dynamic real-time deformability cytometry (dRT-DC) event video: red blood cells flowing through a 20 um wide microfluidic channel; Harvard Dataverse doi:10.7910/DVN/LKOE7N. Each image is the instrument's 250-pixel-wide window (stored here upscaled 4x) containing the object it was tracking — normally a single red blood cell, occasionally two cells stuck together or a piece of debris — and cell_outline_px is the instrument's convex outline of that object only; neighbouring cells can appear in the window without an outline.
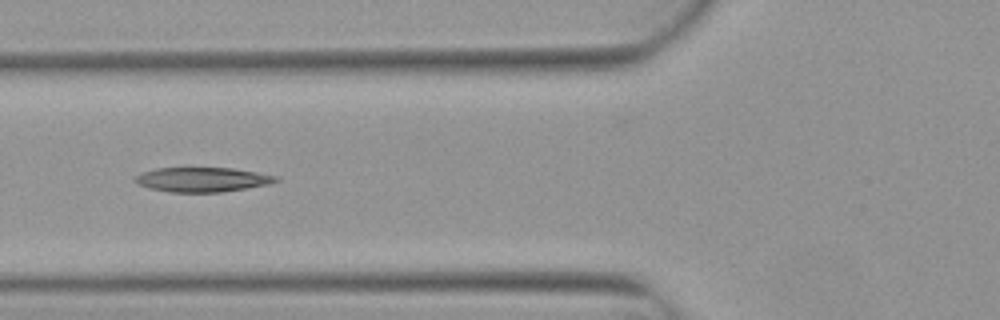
{"species": "Egyptian fruit bat (a non-hibernating species)", "species_latin": "Rousettus aegyptiacus", "temperature_condition": "warm", "stored_images_in_passage": 7, "camera_frame_rate_fps": 3000, "um_per_image_px": 0.085, "animal": {"sex": "female"}, "frame": {"image": 1, "passage_image": 5, "time_ms": 1.333, "image_size_px": [1000, 320], "cell_outline_px": [[280, 180], [268, 184], [220, 192], [172, 192], [152, 188], [140, 184], [132, 180], [136, 176], [144, 172], [156, 168], [232, 168], [280, 176]], "centroid_in_image_um": [17.24, 15.25], "position_along_channel_um": 108.6, "area_um2": 19.83}}
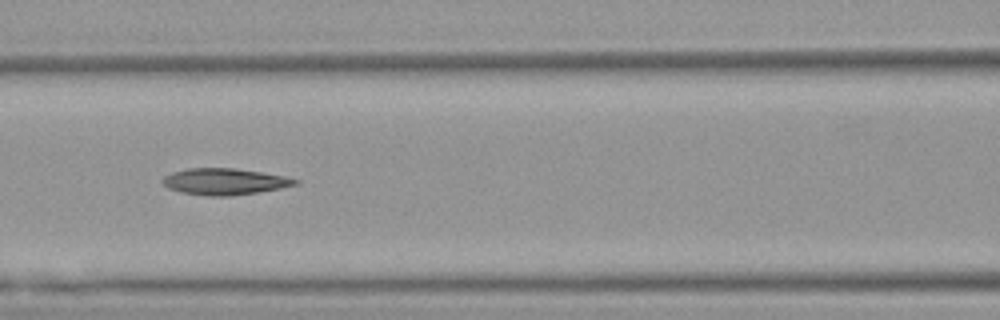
{"frame": {"image": 2, "passage_image": 6, "time_ms": 1.667, "image_size_px": [1000, 320], "cell_outline_px": [[300, 184], [280, 188], [256, 192], [228, 196], [208, 196], [180, 192], [168, 188], [160, 180], [164, 176], [172, 172], [188, 168], [236, 168], [284, 176], [300, 180]], "centroid_in_image_um": [19.07, 15.43], "position_along_channel_um": 147.5, "area_um2": 20.4}}
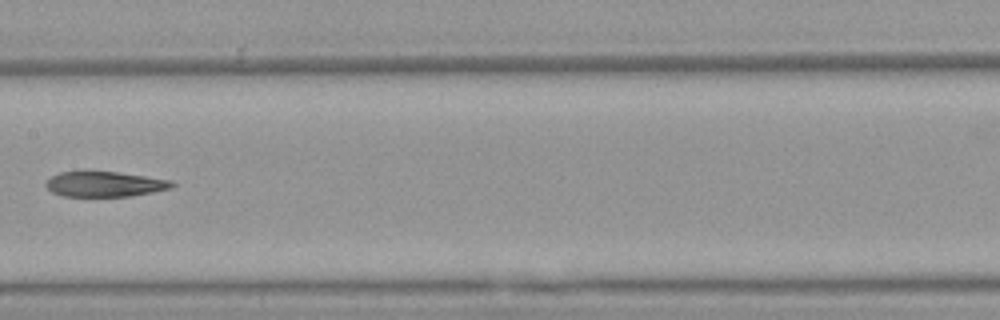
{"frame": {"image": 3, "passage_image": 7, "time_ms": 2.0, "image_size_px": [1000, 320], "cell_outline_px": [[176, 184], [172, 188], [132, 196], [64, 196], [52, 192], [44, 184], [52, 176], [60, 172], [88, 168], [120, 172], [172, 180]], "centroid_in_image_um": [8.89, 15.6], "position_along_channel_um": 198.5, "area_um2": 19.31}}